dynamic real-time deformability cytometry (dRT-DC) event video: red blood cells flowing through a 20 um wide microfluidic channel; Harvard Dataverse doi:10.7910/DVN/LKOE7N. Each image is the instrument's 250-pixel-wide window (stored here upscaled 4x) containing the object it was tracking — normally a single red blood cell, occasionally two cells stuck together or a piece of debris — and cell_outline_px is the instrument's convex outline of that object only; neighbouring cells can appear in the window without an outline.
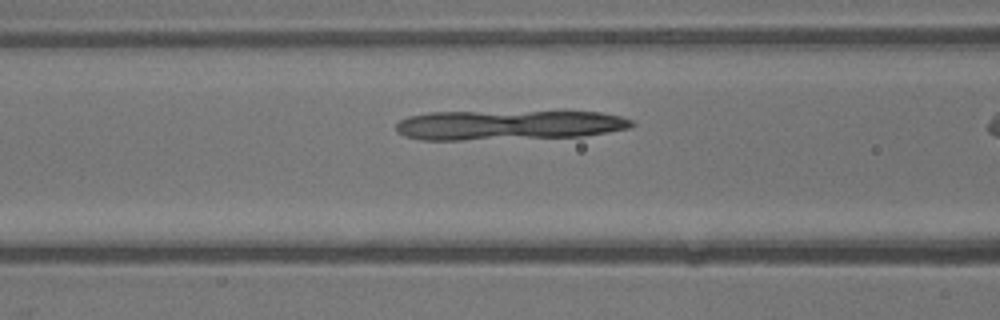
{"species": "common noctule bat (a hibernating species)", "species_latin": "Nyctalus noctula", "temperature_condition": "warm", "stored_images_in_passage": 8, "segment_of_instrument_passage": [1, 2], "camera_frame_rate_fps": 3000, "um_per_image_px": 0.085, "animal": {"sex": "male", "body_mass_g": 13.3}, "frame": {"image": 1, "passage_image": 6, "time_ms": 1.667, "image_size_px": [1000, 320], "cell_outline_px": [[636, 124], [632, 128], [584, 136], [460, 140], [420, 140], [404, 136], [396, 128], [396, 124], [400, 120], [408, 116], [428, 112], [600, 112], [620, 116], [632, 120]], "centroid_in_image_um": [43.23, 10.63], "position_along_channel_um": 123.4, "area_um2": 40.86}}